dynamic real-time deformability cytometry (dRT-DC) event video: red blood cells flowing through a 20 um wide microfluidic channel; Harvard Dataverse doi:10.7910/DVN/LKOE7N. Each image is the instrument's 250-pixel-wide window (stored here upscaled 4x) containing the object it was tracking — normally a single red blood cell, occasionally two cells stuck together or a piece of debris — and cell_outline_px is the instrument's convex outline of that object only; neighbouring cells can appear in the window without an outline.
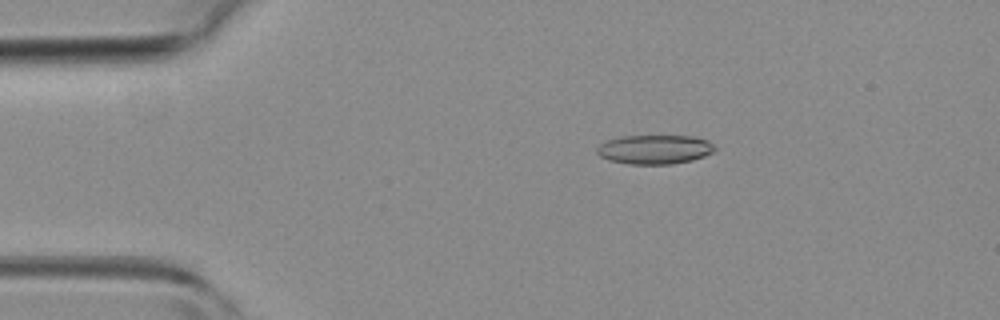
{"species": "common noctule bat (a hibernating species)", "species_latin": "Nyctalus noctula", "temperature_condition": "room temperature", "stored_images_in_passage": 3, "camera_frame_rate_fps": 3000, "um_per_image_px": 0.085, "animal": {"sex": "female", "body_mass_g": 19.3, "forearm_length_mm": 54.1}, "frame": {"image": 1, "passage_image": 2, "time_ms": 1.0, "image_size_px": [1000, 320], "cell_outline_px": [[716, 148], [712, 152], [704, 156], [692, 160], [672, 164], [628, 164], [608, 160], [600, 156], [596, 152], [596, 148], [600, 144], [608, 140], [620, 136], [692, 136], [708, 140]], "centroid_in_image_um": [55.63, 12.7], "position_along_channel_um": 29.4, "area_um2": 20.06}}